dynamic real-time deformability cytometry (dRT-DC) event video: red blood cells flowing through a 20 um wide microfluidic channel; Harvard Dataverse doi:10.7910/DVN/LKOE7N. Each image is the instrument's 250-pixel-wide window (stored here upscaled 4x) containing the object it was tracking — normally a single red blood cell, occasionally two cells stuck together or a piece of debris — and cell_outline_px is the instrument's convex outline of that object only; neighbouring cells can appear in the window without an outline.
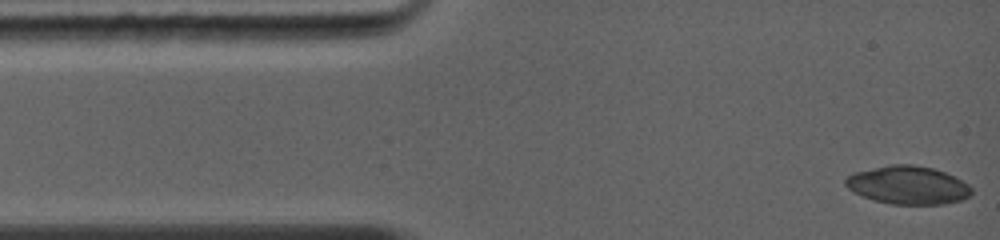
{"species": "common noctule bat (a hibernating species)", "species_latin": "Nyctalus noctula", "temperature_condition": "warm", "stored_images_in_passage": 36, "camera_frame_rate_fps": 5000, "um_per_image_px": 0.085, "animal": {"sex": "female", "body_mass_g": 19.0, "forearm_length_mm": 56.7}, "frame": {"image": 1, "passage_image": 1, "time_ms": 0.0, "image_size_px": [1000, 240], "cell_outline_px": [[968, 196], [956, 200], [936, 204], [896, 204], [876, 200], [864, 196], [856, 192], [848, 184], [848, 176], [860, 172], [876, 168], [896, 164], [908, 164], [932, 168], [944, 172], [952, 176], [964, 184], [968, 188]], "centroid_in_image_um": [77.17, 15.73], "position_along_channel_um": 7.8, "area_um2": 26.24}}
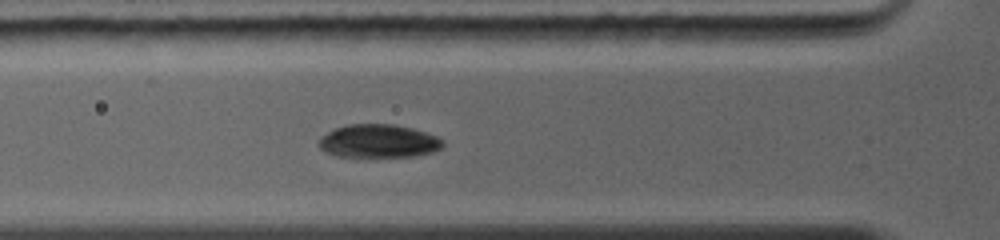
{"frame": {"image": 2, "passage_image": 21, "time_ms": 3.6, "image_size_px": [1000, 240], "cell_outline_px": [[444, 144], [440, 148], [428, 152], [408, 156], [340, 156], [328, 152], [320, 148], [320, 140], [328, 132], [336, 128], [348, 124], [392, 124], [412, 128], [436, 136]], "centroid_in_image_um": [32.16, 11.97], "position_along_channel_um": 93.6, "area_um2": 23.24}}
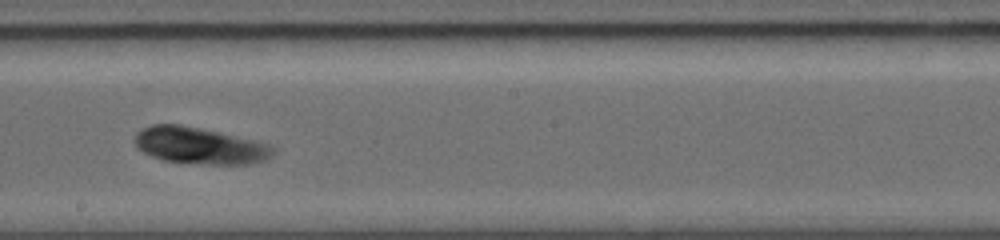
{"frame": {"image": 3, "passage_image": 36, "time_ms": 6.8, "image_size_px": [1000, 240], "cell_outline_px": [[272, 152], [268, 156], [260, 160], [244, 164], [208, 164], [164, 160], [144, 152], [136, 144], [136, 132], [152, 124], [180, 124], [200, 128], [216, 132], [260, 144], [272, 148]], "centroid_in_image_um": [16.82, 12.37], "position_along_channel_um": 231.4, "area_um2": 27.92}}